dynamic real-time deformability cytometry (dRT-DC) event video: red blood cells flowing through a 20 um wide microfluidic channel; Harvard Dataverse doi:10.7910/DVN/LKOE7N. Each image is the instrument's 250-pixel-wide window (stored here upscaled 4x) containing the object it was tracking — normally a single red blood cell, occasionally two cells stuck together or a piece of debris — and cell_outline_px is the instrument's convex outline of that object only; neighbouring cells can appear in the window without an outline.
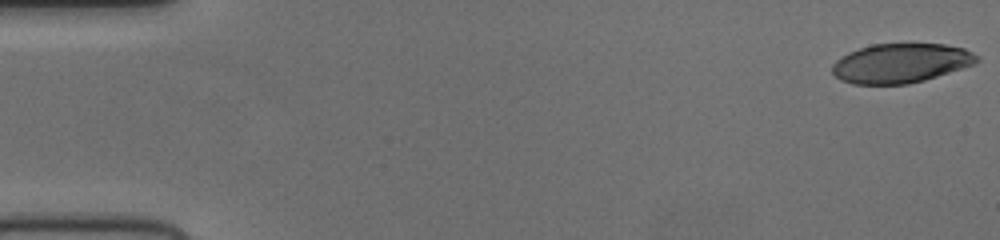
{"species": "human", "species_latin": "Homo sapiens", "temperature_condition": "cold", "stored_images_in_passage": 53, "camera_frame_rate_fps": 3000, "um_per_image_px": 0.085, "donor": {"sex": "female"}, "frame": {"image": 1, "passage_image": 1, "time_ms": 0.0, "image_size_px": [1000, 240], "cell_outline_px": [[980, 60], [972, 64], [924, 80], [908, 84], [852, 84], [840, 80], [832, 72], [832, 64], [836, 60], [848, 52], [872, 44], [944, 44], [964, 48], [972, 52]], "centroid_in_image_um": [76.51, 5.37], "position_along_channel_um": 8.5, "area_um2": 32.89}}
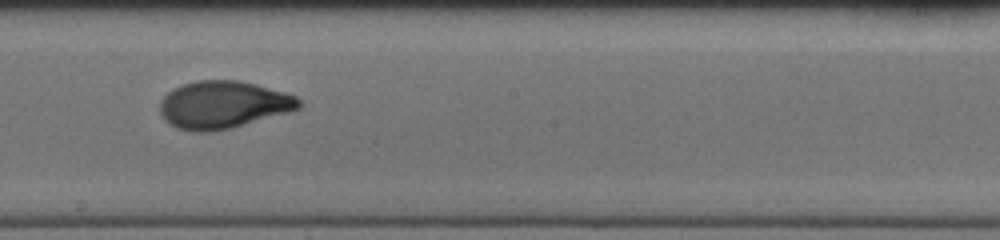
{"frame": {"image": 2, "passage_image": 30, "time_ms": 9.667, "image_size_px": [1000, 240], "cell_outline_px": [[304, 104], [300, 108], [288, 112], [232, 128], [212, 132], [192, 132], [176, 128], [164, 120], [160, 112], [160, 100], [172, 88], [196, 80], [236, 80], [256, 84], [284, 92], [296, 96]], "centroid_in_image_um": [18.95, 8.91], "position_along_channel_um": 229.2, "area_um2": 38.73}}
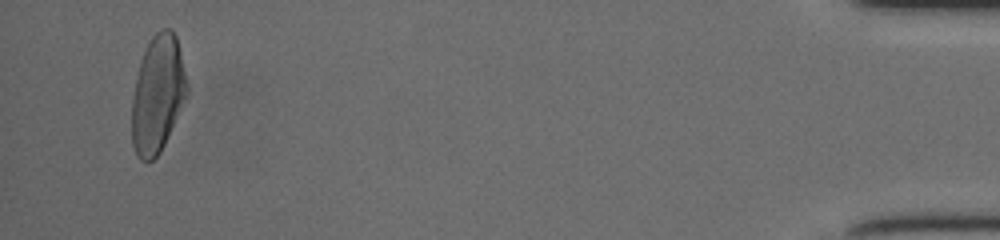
{"frame": {"image": 3, "passage_image": 51, "time_ms": 16.667, "image_size_px": [1000, 240], "cell_outline_px": [[188, 92], [164, 144], [160, 152], [148, 164], [140, 160], [136, 156], [132, 144], [132, 96], [140, 60], [144, 48], [152, 36], [156, 32], [164, 28], [172, 28], [176, 36], [188, 88]], "centroid_in_image_um": [13.37, 8.01], "position_along_channel_um": 421.8, "area_um2": 37.57}}